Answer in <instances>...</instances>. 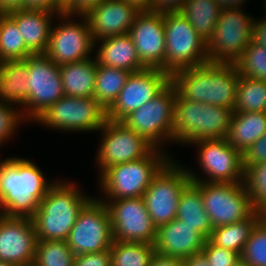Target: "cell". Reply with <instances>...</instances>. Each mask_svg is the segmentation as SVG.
<instances>
[{"label": "cell", "mask_w": 266, "mask_h": 266, "mask_svg": "<svg viewBox=\"0 0 266 266\" xmlns=\"http://www.w3.org/2000/svg\"><path fill=\"white\" fill-rule=\"evenodd\" d=\"M55 183L46 181L34 161L20 157L0 160V214L31 219Z\"/></svg>", "instance_id": "cell-1"}, {"label": "cell", "mask_w": 266, "mask_h": 266, "mask_svg": "<svg viewBox=\"0 0 266 266\" xmlns=\"http://www.w3.org/2000/svg\"><path fill=\"white\" fill-rule=\"evenodd\" d=\"M239 78L234 64L207 62L175 72L170 82L183 99L234 110Z\"/></svg>", "instance_id": "cell-2"}, {"label": "cell", "mask_w": 266, "mask_h": 266, "mask_svg": "<svg viewBox=\"0 0 266 266\" xmlns=\"http://www.w3.org/2000/svg\"><path fill=\"white\" fill-rule=\"evenodd\" d=\"M72 182L57 181L31 218L37 241L67 240L82 208L92 199Z\"/></svg>", "instance_id": "cell-3"}, {"label": "cell", "mask_w": 266, "mask_h": 266, "mask_svg": "<svg viewBox=\"0 0 266 266\" xmlns=\"http://www.w3.org/2000/svg\"><path fill=\"white\" fill-rule=\"evenodd\" d=\"M234 110L191 101L176 94L173 143L189 145L200 140L225 139Z\"/></svg>", "instance_id": "cell-4"}, {"label": "cell", "mask_w": 266, "mask_h": 266, "mask_svg": "<svg viewBox=\"0 0 266 266\" xmlns=\"http://www.w3.org/2000/svg\"><path fill=\"white\" fill-rule=\"evenodd\" d=\"M170 159L162 148L154 147L141 159L109 167L99 177L104 194L99 200L142 197L153 177Z\"/></svg>", "instance_id": "cell-5"}, {"label": "cell", "mask_w": 266, "mask_h": 266, "mask_svg": "<svg viewBox=\"0 0 266 266\" xmlns=\"http://www.w3.org/2000/svg\"><path fill=\"white\" fill-rule=\"evenodd\" d=\"M166 38L165 67L170 77L183 69L206 64L207 41L204 40L179 12L164 13Z\"/></svg>", "instance_id": "cell-6"}, {"label": "cell", "mask_w": 266, "mask_h": 266, "mask_svg": "<svg viewBox=\"0 0 266 266\" xmlns=\"http://www.w3.org/2000/svg\"><path fill=\"white\" fill-rule=\"evenodd\" d=\"M176 94L177 90L170 82L155 98L129 113L120 122L143 136L154 147L161 148L165 143L173 142Z\"/></svg>", "instance_id": "cell-7"}, {"label": "cell", "mask_w": 266, "mask_h": 266, "mask_svg": "<svg viewBox=\"0 0 266 266\" xmlns=\"http://www.w3.org/2000/svg\"><path fill=\"white\" fill-rule=\"evenodd\" d=\"M190 182L187 168L172 158L153 177L142 197L156 228L176 218L180 196Z\"/></svg>", "instance_id": "cell-8"}, {"label": "cell", "mask_w": 266, "mask_h": 266, "mask_svg": "<svg viewBox=\"0 0 266 266\" xmlns=\"http://www.w3.org/2000/svg\"><path fill=\"white\" fill-rule=\"evenodd\" d=\"M191 182L201 192L203 205L213 228L246 220L257 211L244 182Z\"/></svg>", "instance_id": "cell-9"}, {"label": "cell", "mask_w": 266, "mask_h": 266, "mask_svg": "<svg viewBox=\"0 0 266 266\" xmlns=\"http://www.w3.org/2000/svg\"><path fill=\"white\" fill-rule=\"evenodd\" d=\"M107 110L94 98L63 96L34 123L62 131H99L107 122Z\"/></svg>", "instance_id": "cell-10"}, {"label": "cell", "mask_w": 266, "mask_h": 266, "mask_svg": "<svg viewBox=\"0 0 266 266\" xmlns=\"http://www.w3.org/2000/svg\"><path fill=\"white\" fill-rule=\"evenodd\" d=\"M28 98L21 112L25 121H35L52 104L64 96L59 65L45 54L28 56Z\"/></svg>", "instance_id": "cell-11"}, {"label": "cell", "mask_w": 266, "mask_h": 266, "mask_svg": "<svg viewBox=\"0 0 266 266\" xmlns=\"http://www.w3.org/2000/svg\"><path fill=\"white\" fill-rule=\"evenodd\" d=\"M241 8L222 9L212 36L207 40L209 62L232 63L252 41V16Z\"/></svg>", "instance_id": "cell-12"}, {"label": "cell", "mask_w": 266, "mask_h": 266, "mask_svg": "<svg viewBox=\"0 0 266 266\" xmlns=\"http://www.w3.org/2000/svg\"><path fill=\"white\" fill-rule=\"evenodd\" d=\"M199 166L207 178L187 169L191 181L210 183L244 182L243 154L231 146L227 139L200 140L195 143Z\"/></svg>", "instance_id": "cell-13"}, {"label": "cell", "mask_w": 266, "mask_h": 266, "mask_svg": "<svg viewBox=\"0 0 266 266\" xmlns=\"http://www.w3.org/2000/svg\"><path fill=\"white\" fill-rule=\"evenodd\" d=\"M74 16L81 18L82 22L70 20ZM56 17L62 21L58 25L52 26L45 55L57 65L90 58L95 47L85 15H71L62 12L58 13Z\"/></svg>", "instance_id": "cell-14"}, {"label": "cell", "mask_w": 266, "mask_h": 266, "mask_svg": "<svg viewBox=\"0 0 266 266\" xmlns=\"http://www.w3.org/2000/svg\"><path fill=\"white\" fill-rule=\"evenodd\" d=\"M66 241L75 256L111 248L113 238L109 212L98 197H92L79 212Z\"/></svg>", "instance_id": "cell-15"}, {"label": "cell", "mask_w": 266, "mask_h": 266, "mask_svg": "<svg viewBox=\"0 0 266 266\" xmlns=\"http://www.w3.org/2000/svg\"><path fill=\"white\" fill-rule=\"evenodd\" d=\"M109 212L113 241L154 244V226L143 197L100 200Z\"/></svg>", "instance_id": "cell-16"}, {"label": "cell", "mask_w": 266, "mask_h": 266, "mask_svg": "<svg viewBox=\"0 0 266 266\" xmlns=\"http://www.w3.org/2000/svg\"><path fill=\"white\" fill-rule=\"evenodd\" d=\"M99 131L102 137L96 162L101 170L100 176L109 167L141 159L154 148L143 136L120 121L107 120Z\"/></svg>", "instance_id": "cell-17"}, {"label": "cell", "mask_w": 266, "mask_h": 266, "mask_svg": "<svg viewBox=\"0 0 266 266\" xmlns=\"http://www.w3.org/2000/svg\"><path fill=\"white\" fill-rule=\"evenodd\" d=\"M169 83L170 76L158 68H145L130 73L117 100L107 110V119L121 121L155 98Z\"/></svg>", "instance_id": "cell-18"}, {"label": "cell", "mask_w": 266, "mask_h": 266, "mask_svg": "<svg viewBox=\"0 0 266 266\" xmlns=\"http://www.w3.org/2000/svg\"><path fill=\"white\" fill-rule=\"evenodd\" d=\"M140 61L147 68L165 67L166 38L164 13L140 11L128 33Z\"/></svg>", "instance_id": "cell-19"}, {"label": "cell", "mask_w": 266, "mask_h": 266, "mask_svg": "<svg viewBox=\"0 0 266 266\" xmlns=\"http://www.w3.org/2000/svg\"><path fill=\"white\" fill-rule=\"evenodd\" d=\"M36 242L32 219L0 214V261L16 266L33 264Z\"/></svg>", "instance_id": "cell-20"}, {"label": "cell", "mask_w": 266, "mask_h": 266, "mask_svg": "<svg viewBox=\"0 0 266 266\" xmlns=\"http://www.w3.org/2000/svg\"><path fill=\"white\" fill-rule=\"evenodd\" d=\"M139 12L125 1L103 0L85 14L93 41L128 34Z\"/></svg>", "instance_id": "cell-21"}, {"label": "cell", "mask_w": 266, "mask_h": 266, "mask_svg": "<svg viewBox=\"0 0 266 266\" xmlns=\"http://www.w3.org/2000/svg\"><path fill=\"white\" fill-rule=\"evenodd\" d=\"M206 240L196 227L175 218L157 228L154 248L160 255L183 260L200 253Z\"/></svg>", "instance_id": "cell-22"}, {"label": "cell", "mask_w": 266, "mask_h": 266, "mask_svg": "<svg viewBox=\"0 0 266 266\" xmlns=\"http://www.w3.org/2000/svg\"><path fill=\"white\" fill-rule=\"evenodd\" d=\"M17 24L27 49L33 54H45L49 44L53 18L58 13L44 9L22 8L7 13Z\"/></svg>", "instance_id": "cell-23"}, {"label": "cell", "mask_w": 266, "mask_h": 266, "mask_svg": "<svg viewBox=\"0 0 266 266\" xmlns=\"http://www.w3.org/2000/svg\"><path fill=\"white\" fill-rule=\"evenodd\" d=\"M100 42V43H99ZM96 62L98 65L137 72L147 68L137 54V50L129 34L107 37L94 42Z\"/></svg>", "instance_id": "cell-24"}, {"label": "cell", "mask_w": 266, "mask_h": 266, "mask_svg": "<svg viewBox=\"0 0 266 266\" xmlns=\"http://www.w3.org/2000/svg\"><path fill=\"white\" fill-rule=\"evenodd\" d=\"M64 96L94 97L97 73L96 58L59 65Z\"/></svg>", "instance_id": "cell-25"}, {"label": "cell", "mask_w": 266, "mask_h": 266, "mask_svg": "<svg viewBox=\"0 0 266 266\" xmlns=\"http://www.w3.org/2000/svg\"><path fill=\"white\" fill-rule=\"evenodd\" d=\"M266 133V111L233 112L227 142L244 154Z\"/></svg>", "instance_id": "cell-26"}, {"label": "cell", "mask_w": 266, "mask_h": 266, "mask_svg": "<svg viewBox=\"0 0 266 266\" xmlns=\"http://www.w3.org/2000/svg\"><path fill=\"white\" fill-rule=\"evenodd\" d=\"M28 66L23 60L0 63V101L22 107L28 98Z\"/></svg>", "instance_id": "cell-27"}, {"label": "cell", "mask_w": 266, "mask_h": 266, "mask_svg": "<svg viewBox=\"0 0 266 266\" xmlns=\"http://www.w3.org/2000/svg\"><path fill=\"white\" fill-rule=\"evenodd\" d=\"M176 218L196 227L207 239L212 230L210 218L205 211L200 190L190 182L180 196Z\"/></svg>", "instance_id": "cell-28"}, {"label": "cell", "mask_w": 266, "mask_h": 266, "mask_svg": "<svg viewBox=\"0 0 266 266\" xmlns=\"http://www.w3.org/2000/svg\"><path fill=\"white\" fill-rule=\"evenodd\" d=\"M264 217L256 211L250 218L230 225L215 227L208 240L215 246L229 249L241 255L253 228Z\"/></svg>", "instance_id": "cell-29"}, {"label": "cell", "mask_w": 266, "mask_h": 266, "mask_svg": "<svg viewBox=\"0 0 266 266\" xmlns=\"http://www.w3.org/2000/svg\"><path fill=\"white\" fill-rule=\"evenodd\" d=\"M221 12L222 7L215 0H186L179 11L206 41L215 31Z\"/></svg>", "instance_id": "cell-30"}, {"label": "cell", "mask_w": 266, "mask_h": 266, "mask_svg": "<svg viewBox=\"0 0 266 266\" xmlns=\"http://www.w3.org/2000/svg\"><path fill=\"white\" fill-rule=\"evenodd\" d=\"M131 72L97 64L94 98L108 110L117 100Z\"/></svg>", "instance_id": "cell-31"}, {"label": "cell", "mask_w": 266, "mask_h": 266, "mask_svg": "<svg viewBox=\"0 0 266 266\" xmlns=\"http://www.w3.org/2000/svg\"><path fill=\"white\" fill-rule=\"evenodd\" d=\"M31 55L17 24L7 14H0V63L24 60Z\"/></svg>", "instance_id": "cell-32"}, {"label": "cell", "mask_w": 266, "mask_h": 266, "mask_svg": "<svg viewBox=\"0 0 266 266\" xmlns=\"http://www.w3.org/2000/svg\"><path fill=\"white\" fill-rule=\"evenodd\" d=\"M236 112L266 111V81L240 76L237 82Z\"/></svg>", "instance_id": "cell-33"}, {"label": "cell", "mask_w": 266, "mask_h": 266, "mask_svg": "<svg viewBox=\"0 0 266 266\" xmlns=\"http://www.w3.org/2000/svg\"><path fill=\"white\" fill-rule=\"evenodd\" d=\"M111 266H149L156 251L154 244L113 241Z\"/></svg>", "instance_id": "cell-34"}, {"label": "cell", "mask_w": 266, "mask_h": 266, "mask_svg": "<svg viewBox=\"0 0 266 266\" xmlns=\"http://www.w3.org/2000/svg\"><path fill=\"white\" fill-rule=\"evenodd\" d=\"M75 254L65 240L37 241L34 266H73Z\"/></svg>", "instance_id": "cell-35"}, {"label": "cell", "mask_w": 266, "mask_h": 266, "mask_svg": "<svg viewBox=\"0 0 266 266\" xmlns=\"http://www.w3.org/2000/svg\"><path fill=\"white\" fill-rule=\"evenodd\" d=\"M234 65L240 76L266 81V47L251 41Z\"/></svg>", "instance_id": "cell-36"}, {"label": "cell", "mask_w": 266, "mask_h": 266, "mask_svg": "<svg viewBox=\"0 0 266 266\" xmlns=\"http://www.w3.org/2000/svg\"><path fill=\"white\" fill-rule=\"evenodd\" d=\"M244 184L257 211H266V162L253 164L244 170Z\"/></svg>", "instance_id": "cell-37"}, {"label": "cell", "mask_w": 266, "mask_h": 266, "mask_svg": "<svg viewBox=\"0 0 266 266\" xmlns=\"http://www.w3.org/2000/svg\"><path fill=\"white\" fill-rule=\"evenodd\" d=\"M240 258L250 266H266V217L253 228Z\"/></svg>", "instance_id": "cell-38"}, {"label": "cell", "mask_w": 266, "mask_h": 266, "mask_svg": "<svg viewBox=\"0 0 266 266\" xmlns=\"http://www.w3.org/2000/svg\"><path fill=\"white\" fill-rule=\"evenodd\" d=\"M18 108L13 104L0 101V146L16 134L15 131L19 128L18 125L25 122L21 108Z\"/></svg>", "instance_id": "cell-39"}, {"label": "cell", "mask_w": 266, "mask_h": 266, "mask_svg": "<svg viewBox=\"0 0 266 266\" xmlns=\"http://www.w3.org/2000/svg\"><path fill=\"white\" fill-rule=\"evenodd\" d=\"M201 252L207 258L210 266H233L240 258L237 252L217 247L208 239Z\"/></svg>", "instance_id": "cell-40"}, {"label": "cell", "mask_w": 266, "mask_h": 266, "mask_svg": "<svg viewBox=\"0 0 266 266\" xmlns=\"http://www.w3.org/2000/svg\"><path fill=\"white\" fill-rule=\"evenodd\" d=\"M73 266H111L110 249L76 255Z\"/></svg>", "instance_id": "cell-41"}, {"label": "cell", "mask_w": 266, "mask_h": 266, "mask_svg": "<svg viewBox=\"0 0 266 266\" xmlns=\"http://www.w3.org/2000/svg\"><path fill=\"white\" fill-rule=\"evenodd\" d=\"M266 162V133L243 154L244 170L253 164Z\"/></svg>", "instance_id": "cell-42"}, {"label": "cell", "mask_w": 266, "mask_h": 266, "mask_svg": "<svg viewBox=\"0 0 266 266\" xmlns=\"http://www.w3.org/2000/svg\"><path fill=\"white\" fill-rule=\"evenodd\" d=\"M103 0H69L65 6L66 14L85 15L91 8L96 7Z\"/></svg>", "instance_id": "cell-43"}, {"label": "cell", "mask_w": 266, "mask_h": 266, "mask_svg": "<svg viewBox=\"0 0 266 266\" xmlns=\"http://www.w3.org/2000/svg\"><path fill=\"white\" fill-rule=\"evenodd\" d=\"M186 0H151V9L149 11L158 13H175L182 9Z\"/></svg>", "instance_id": "cell-44"}, {"label": "cell", "mask_w": 266, "mask_h": 266, "mask_svg": "<svg viewBox=\"0 0 266 266\" xmlns=\"http://www.w3.org/2000/svg\"><path fill=\"white\" fill-rule=\"evenodd\" d=\"M252 42L266 47V16L261 20L254 18L252 23Z\"/></svg>", "instance_id": "cell-45"}, {"label": "cell", "mask_w": 266, "mask_h": 266, "mask_svg": "<svg viewBox=\"0 0 266 266\" xmlns=\"http://www.w3.org/2000/svg\"><path fill=\"white\" fill-rule=\"evenodd\" d=\"M23 8L44 9L57 13V0H23Z\"/></svg>", "instance_id": "cell-46"}, {"label": "cell", "mask_w": 266, "mask_h": 266, "mask_svg": "<svg viewBox=\"0 0 266 266\" xmlns=\"http://www.w3.org/2000/svg\"><path fill=\"white\" fill-rule=\"evenodd\" d=\"M149 266H184L182 259L168 257L155 253Z\"/></svg>", "instance_id": "cell-47"}, {"label": "cell", "mask_w": 266, "mask_h": 266, "mask_svg": "<svg viewBox=\"0 0 266 266\" xmlns=\"http://www.w3.org/2000/svg\"><path fill=\"white\" fill-rule=\"evenodd\" d=\"M22 8L23 0H0V14H7Z\"/></svg>", "instance_id": "cell-48"}, {"label": "cell", "mask_w": 266, "mask_h": 266, "mask_svg": "<svg viewBox=\"0 0 266 266\" xmlns=\"http://www.w3.org/2000/svg\"><path fill=\"white\" fill-rule=\"evenodd\" d=\"M184 266H210L205 255L200 252L183 259Z\"/></svg>", "instance_id": "cell-49"}, {"label": "cell", "mask_w": 266, "mask_h": 266, "mask_svg": "<svg viewBox=\"0 0 266 266\" xmlns=\"http://www.w3.org/2000/svg\"><path fill=\"white\" fill-rule=\"evenodd\" d=\"M222 9L241 8L246 0H215Z\"/></svg>", "instance_id": "cell-50"}, {"label": "cell", "mask_w": 266, "mask_h": 266, "mask_svg": "<svg viewBox=\"0 0 266 266\" xmlns=\"http://www.w3.org/2000/svg\"><path fill=\"white\" fill-rule=\"evenodd\" d=\"M135 6L139 11H149L151 9V0H122Z\"/></svg>", "instance_id": "cell-51"}, {"label": "cell", "mask_w": 266, "mask_h": 266, "mask_svg": "<svg viewBox=\"0 0 266 266\" xmlns=\"http://www.w3.org/2000/svg\"><path fill=\"white\" fill-rule=\"evenodd\" d=\"M69 0H57V13L64 11V6Z\"/></svg>", "instance_id": "cell-52"}, {"label": "cell", "mask_w": 266, "mask_h": 266, "mask_svg": "<svg viewBox=\"0 0 266 266\" xmlns=\"http://www.w3.org/2000/svg\"><path fill=\"white\" fill-rule=\"evenodd\" d=\"M233 266H250V265H248L245 261L239 258V260Z\"/></svg>", "instance_id": "cell-53"}, {"label": "cell", "mask_w": 266, "mask_h": 266, "mask_svg": "<svg viewBox=\"0 0 266 266\" xmlns=\"http://www.w3.org/2000/svg\"><path fill=\"white\" fill-rule=\"evenodd\" d=\"M0 266H16V265H14L12 263H7V262L0 261Z\"/></svg>", "instance_id": "cell-54"}]
</instances>
